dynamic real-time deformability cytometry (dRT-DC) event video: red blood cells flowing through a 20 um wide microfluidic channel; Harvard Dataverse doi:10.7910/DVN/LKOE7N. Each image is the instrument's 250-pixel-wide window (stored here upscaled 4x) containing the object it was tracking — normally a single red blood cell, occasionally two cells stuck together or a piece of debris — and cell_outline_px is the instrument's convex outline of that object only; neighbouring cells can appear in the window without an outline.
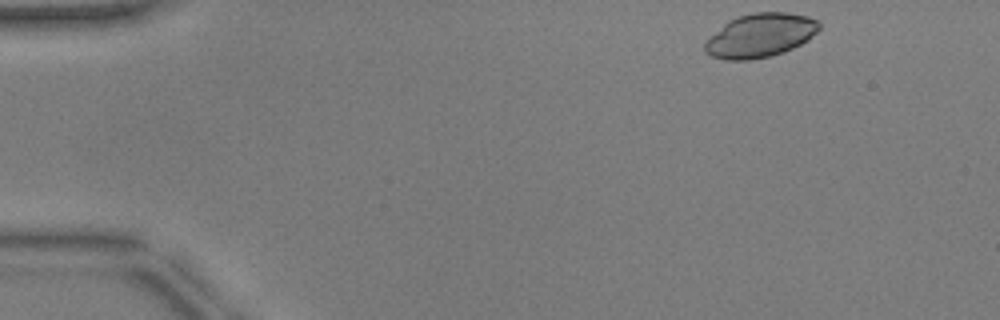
{"species": "common noctule bat (a hibernating species)", "species_latin": "Nyctalus noctula", "temperature_condition": "warm", "stored_images_in_passage": 46, "camera_frame_rate_fps": 3000, "um_per_image_px": 0.085, "animal": {"sex": "male", "body_mass_g": 17.9, "forearm_length_mm": 54.2}, "frame": {"image": 1, "passage_image": 1, "time_ms": 0.0, "image_size_px": [1000, 320], "cell_outline_px": [[820, 28], [808, 40], [792, 48], [768, 56], [748, 60], [724, 60], [712, 56], [704, 52], [704, 44], [728, 20], [752, 12], [784, 12], [808, 16], [816, 20], [820, 24]], "centroid_in_image_um": [64.62, 3.0], "position_along_channel_um": 20.4, "area_um2": 28.78}}
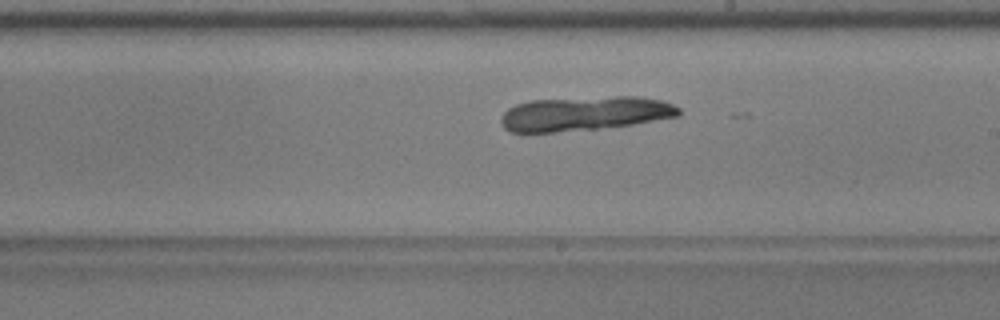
{"frame": {"image": 2, "passage_image": 25, "time_ms": 8.0, "image_size_px": [1000, 320], "cell_outline_px": [[680, 116], [632, 124], [596, 128], [552, 132], [508, 132], [504, 128], [500, 120], [504, 112], [508, 108], [516, 104], [532, 100], [616, 96], [640, 96], [660, 100], [672, 104], [680, 108]], "centroid_in_image_um": [49.69, 9.64], "position_along_channel_um": 239.3, "area_um2": 35.32}}
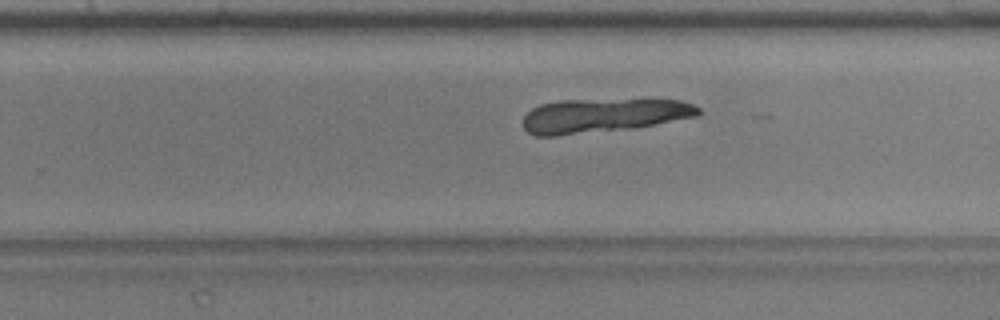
{"frame": {"image": 3, "passage_image": 28, "time_ms": 9.0, "image_size_px": [1000, 320], "cell_outline_px": [[700, 112], [696, 116], [632, 128], [556, 136], [536, 136], [528, 132], [524, 128], [524, 116], [532, 108], [540, 104], [560, 100], [680, 100], [692, 104], [700, 108]], "centroid_in_image_um": [51.22, 9.82], "position_along_channel_um": 278.6, "area_um2": 34.33}}